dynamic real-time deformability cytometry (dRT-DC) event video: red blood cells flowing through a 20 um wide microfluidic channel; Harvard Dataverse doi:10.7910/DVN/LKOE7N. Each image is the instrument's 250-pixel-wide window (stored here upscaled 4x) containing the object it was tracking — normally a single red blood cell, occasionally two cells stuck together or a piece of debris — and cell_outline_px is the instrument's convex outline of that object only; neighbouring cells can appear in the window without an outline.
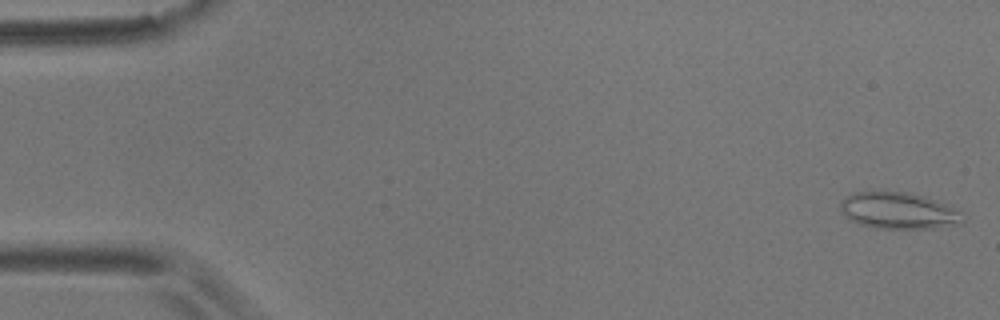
{"species": "common noctule bat (a hibernating species)", "species_latin": "Nyctalus noctula", "temperature_condition": "room temperature", "stored_images_in_passage": 57, "camera_frame_rate_fps": 3000, "um_per_image_px": 0.085, "animal": {"sex": "male", "body_mass_g": 17.9}, "frame": {"image": 1, "passage_image": 2, "time_ms": 0.333, "image_size_px": [1000, 320], "cell_outline_px": [[964, 224], [936, 228], [876, 228], [860, 224], [844, 216], [840, 212], [840, 200], [852, 192], [904, 192], [924, 196], [936, 200], [960, 212], [964, 220]], "centroid_in_image_um": [76.35, 17.92], "position_along_channel_um": 8.6, "area_um2": 26.01}}
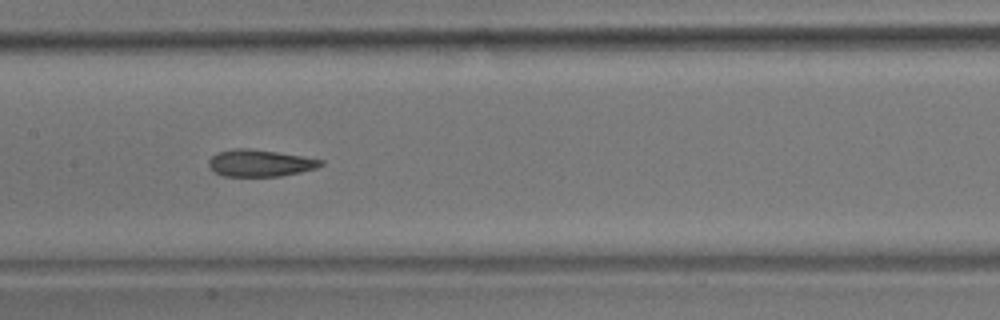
{"frame": {"image": 2, "passage_image": 28, "time_ms": 9.0, "image_size_px": [1000, 320], "cell_outline_px": [[324, 164], [316, 168], [300, 172], [280, 176], [224, 176], [216, 172], [208, 164], [208, 160], [212, 156], [220, 152], [236, 148], [248, 148], [304, 156], [324, 160]], "centroid_in_image_um": [22.14, 13.86], "position_along_channel_um": 185.3, "area_um2": 17.4}}
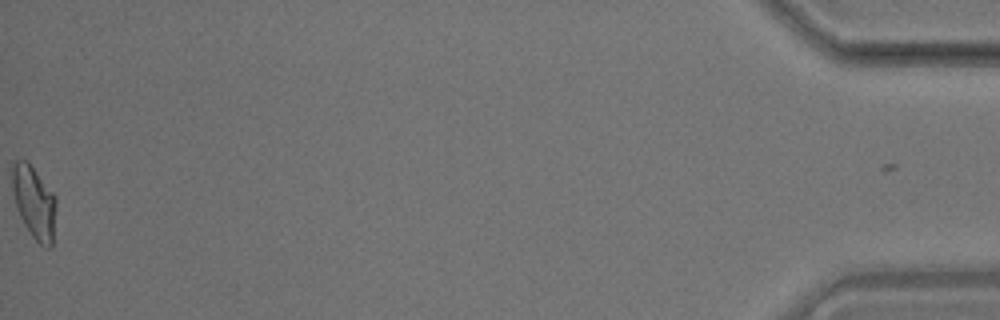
{"frame": {"image": 3, "passage_image": 57, "time_ms": 18.667, "image_size_px": [1000, 320], "cell_outline_px": [[56, 204], [52, 248], [48, 248], [40, 244], [32, 236], [24, 224], [16, 208], [12, 192], [12, 164], [16, 160], [28, 160], [56, 196]], "centroid_in_image_um": [2.9, 17.17], "position_along_channel_um": 432.3, "area_um2": 18.79}, "authors_computed_cell_mechanics": {"area_um2": 18.2648, "velocity_mm_per_s": 3.5723, "shape_relaxation_time_tau1_ms": null, "shape_relaxation_time_tau2_ms": 3.2062, "deformation_change_tau1": null, "deformation_change_tau2": 0.1153}}